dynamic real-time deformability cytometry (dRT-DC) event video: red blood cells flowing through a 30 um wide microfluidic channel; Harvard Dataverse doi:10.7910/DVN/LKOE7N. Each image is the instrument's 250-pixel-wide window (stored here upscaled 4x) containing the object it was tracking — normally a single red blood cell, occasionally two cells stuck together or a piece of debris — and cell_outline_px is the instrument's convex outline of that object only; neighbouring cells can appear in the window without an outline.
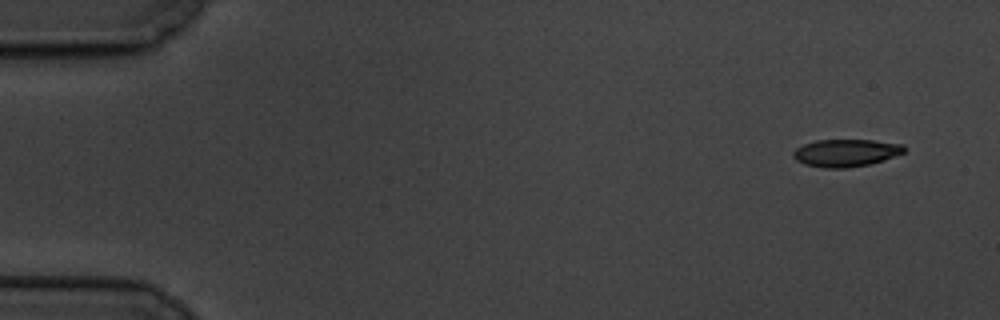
{"species": "common noctule bat (a hibernating species)", "species_latin": "Nyctalus noctula", "temperature_condition": "cold", "stored_images_in_passage": 4, "camera_frame_rate_fps": 3000, "um_per_image_px": 0.085, "animal": {"sex": "male", "body_mass_g": 19.5, "forearm_length_mm": 54.6}, "frame": {"image": 1, "passage_image": 1, "time_ms": 0.0, "image_size_px": [1000, 320], "cell_outline_px": [[904, 152], [884, 160], [868, 164], [848, 168], [824, 168], [804, 164], [796, 160], [792, 156], [792, 152], [796, 148], [804, 144], [816, 140], [872, 140], [904, 144]], "centroid_in_image_um": [71.87, 12.99], "position_along_channel_um": 13.1, "area_um2": 17.74}}